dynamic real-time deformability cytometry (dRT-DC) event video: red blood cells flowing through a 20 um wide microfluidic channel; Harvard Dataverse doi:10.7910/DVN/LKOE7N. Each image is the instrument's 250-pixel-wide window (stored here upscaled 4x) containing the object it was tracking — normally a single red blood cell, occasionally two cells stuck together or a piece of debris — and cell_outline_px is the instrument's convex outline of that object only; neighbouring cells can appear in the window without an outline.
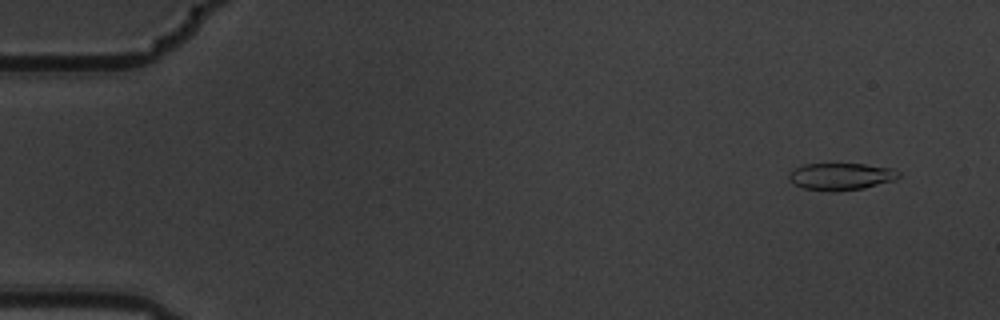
{"species": "common noctule bat (a hibernating species)", "species_latin": "Nyctalus noctula", "temperature_condition": "warm", "stored_images_in_passage": 6, "camera_frame_rate_fps": 3000, "um_per_image_px": 0.085, "animal": {"sex": "male", "body_mass_g": 19.5, "forearm_length_mm": 54.6}, "frame": {"image": 1, "passage_image": 1, "time_ms": 0.0, "image_size_px": [1000, 320], "cell_outline_px": [[900, 176], [896, 180], [864, 188], [832, 192], [804, 188], [788, 180], [788, 172], [792, 168], [804, 164], [864, 164], [892, 168], [900, 172]], "centroid_in_image_um": [71.47, 15.0], "position_along_channel_um": 13.5, "area_um2": 17.51}}
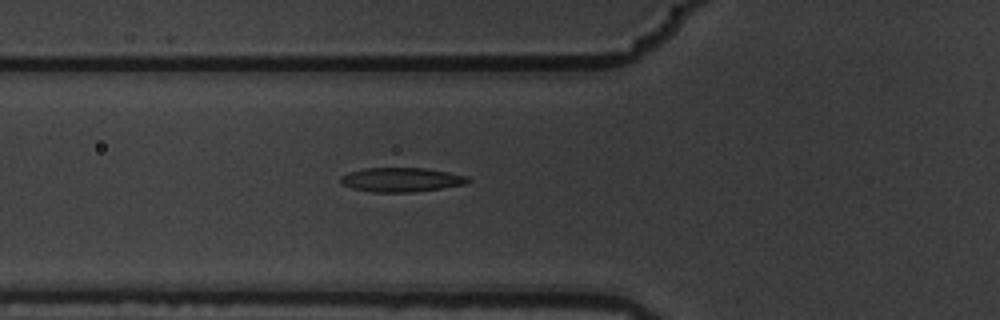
{"frame": {"image": 2, "passage_image": 6, "time_ms": 1.667, "image_size_px": [1000, 320], "cell_outline_px": [[472, 180], [468, 184], [412, 192], [372, 192], [352, 188], [344, 184], [340, 180], [340, 176], [348, 172], [364, 168], [424, 168], [448, 172], [468, 176]], "centroid_in_image_um": [34.14, 15.27], "position_along_channel_um": 91.7, "area_um2": 17.98}}